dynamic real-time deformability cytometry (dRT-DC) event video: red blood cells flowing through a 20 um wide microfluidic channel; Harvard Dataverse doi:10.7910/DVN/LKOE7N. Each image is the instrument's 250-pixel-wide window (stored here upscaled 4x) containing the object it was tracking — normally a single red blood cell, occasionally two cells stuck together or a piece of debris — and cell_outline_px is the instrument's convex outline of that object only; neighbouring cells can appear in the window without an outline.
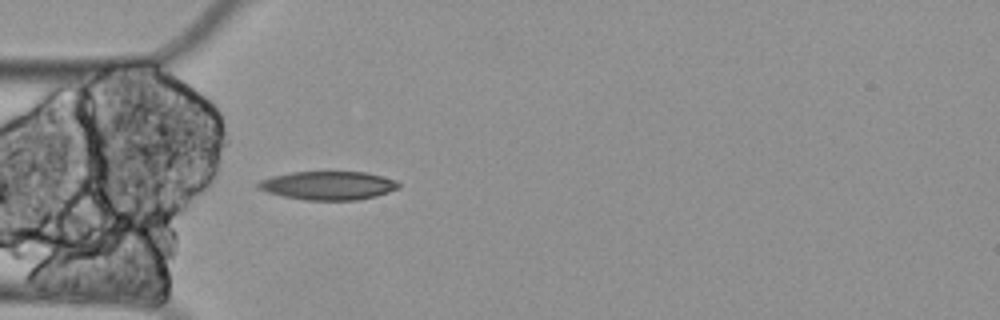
{"species": "Egyptian fruit bat (a non-hibernating species)", "species_latin": "Rousettus aegyptiacus", "temperature_condition": "cold", "stored_images_in_passage": 4, "camera_frame_rate_fps": 3000, "um_per_image_px": 0.085, "animal": {"sex": "female"}, "frame": {"image": 1, "passage_image": 1, "time_ms": 0.0, "image_size_px": [1000, 320], "cell_outline_px": [[400, 188], [376, 196], [356, 200], [304, 200], [284, 196], [268, 192], [260, 188], [256, 184], [260, 180], [272, 176], [292, 172], [364, 172], [396, 180], [400, 184]], "centroid_in_image_um": [27.91, 15.77], "position_along_channel_um": 57.1, "area_um2": 23.18}}